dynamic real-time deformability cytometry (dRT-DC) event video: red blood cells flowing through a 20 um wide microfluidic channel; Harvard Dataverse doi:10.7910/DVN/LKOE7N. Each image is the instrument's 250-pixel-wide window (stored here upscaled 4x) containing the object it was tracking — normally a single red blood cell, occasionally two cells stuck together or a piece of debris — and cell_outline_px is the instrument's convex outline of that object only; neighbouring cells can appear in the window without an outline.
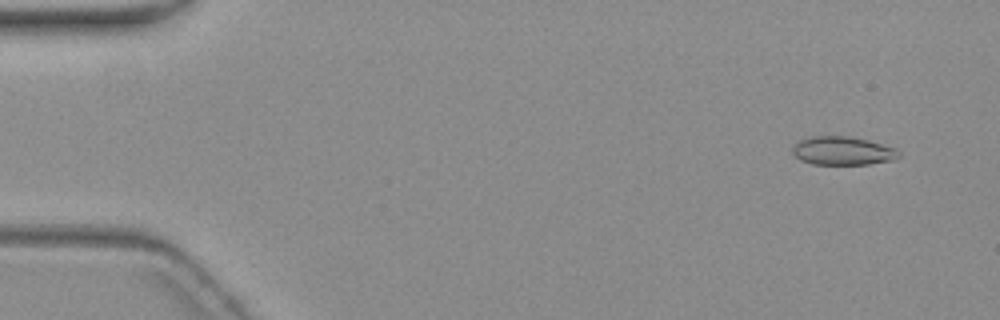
{"species": "common noctule bat (a hibernating species)", "species_latin": "Nyctalus noctula", "temperature_condition": "warm", "stored_images_in_passage": 10, "camera_frame_rate_fps": 3000, "um_per_image_px": 0.085, "animal": {"sex": "female", "body_mass_g": 19.3, "forearm_length_mm": 54.1}, "frame": {"image": 1, "passage_image": 1, "time_ms": 0.0, "image_size_px": [1000, 320], "cell_outline_px": [[900, 156], [896, 160], [868, 164], [812, 164], [800, 160], [792, 152], [792, 148], [800, 140], [808, 136], [848, 136], [868, 140], [896, 148], [900, 152]], "centroid_in_image_um": [71.65, 12.82], "position_along_channel_um": 13.3, "area_um2": 17.74}}
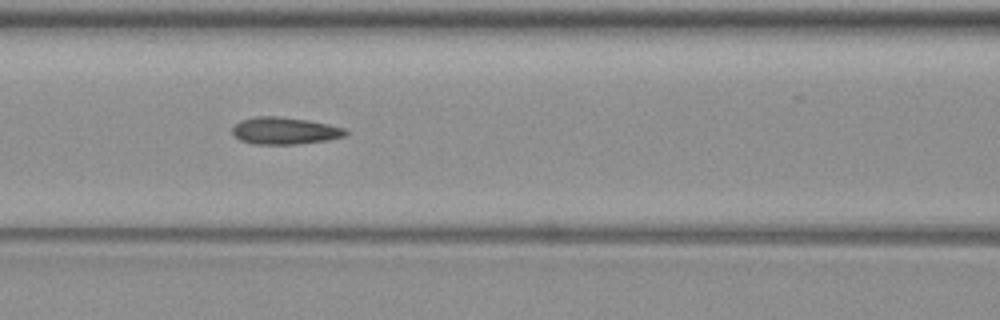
{"frame": {"image": 2, "passage_image": 7, "time_ms": 7.0, "image_size_px": [1000, 320], "cell_outline_px": [[348, 132], [344, 136], [328, 140], [296, 144], [252, 144], [240, 140], [232, 132], [232, 128], [240, 120], [256, 116], [276, 116], [308, 120], [328, 124], [344, 128]], "centroid_in_image_um": [24.18, 11.11], "position_along_channel_um": 142.4, "area_um2": 17.8}}
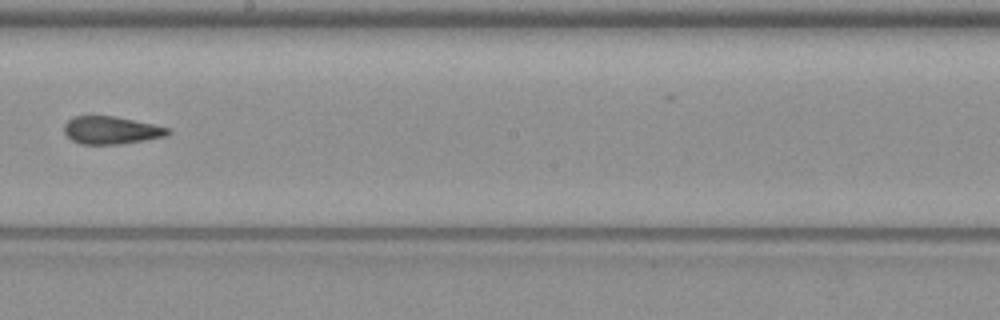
{"frame": {"image": 3, "passage_image": 9, "time_ms": 9.667, "image_size_px": [1000, 320], "cell_outline_px": [[172, 132], [168, 136], [120, 144], [80, 144], [72, 140], [64, 132], [64, 124], [72, 116], [116, 116], [152, 124], [168, 128]], "centroid_in_image_um": [9.45, 11.07], "position_along_channel_um": 238.8, "area_um2": 16.76}}